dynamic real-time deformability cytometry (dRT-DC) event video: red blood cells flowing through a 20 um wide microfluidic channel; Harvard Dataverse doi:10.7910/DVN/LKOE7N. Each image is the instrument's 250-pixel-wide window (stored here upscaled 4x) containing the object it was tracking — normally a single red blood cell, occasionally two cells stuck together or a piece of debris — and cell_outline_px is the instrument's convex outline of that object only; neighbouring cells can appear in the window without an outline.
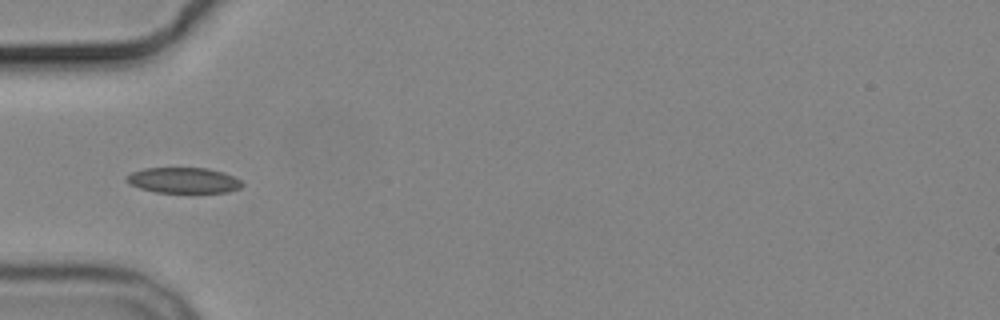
{"species": "common noctule bat (a hibernating species)", "species_latin": "Nyctalus noctula", "temperature_condition": "cold", "stored_images_in_passage": 10, "camera_frame_rate_fps": 3000, "um_per_image_px": 0.085, "animal": {"sex": "male", "body_mass_g": 19.2, "forearm_length_mm": 51.8}, "frame": {"image": 1, "passage_image": 5, "time_ms": 4.667, "image_size_px": [1000, 320], "cell_outline_px": [[244, 184], [240, 188], [228, 192], [192, 196], [156, 192], [140, 188], [124, 180], [124, 176], [132, 172], [144, 168], [208, 168], [224, 172], [240, 180]], "centroid_in_image_um": [15.63, 15.38], "position_along_channel_um": 69.4, "area_um2": 18.26}}
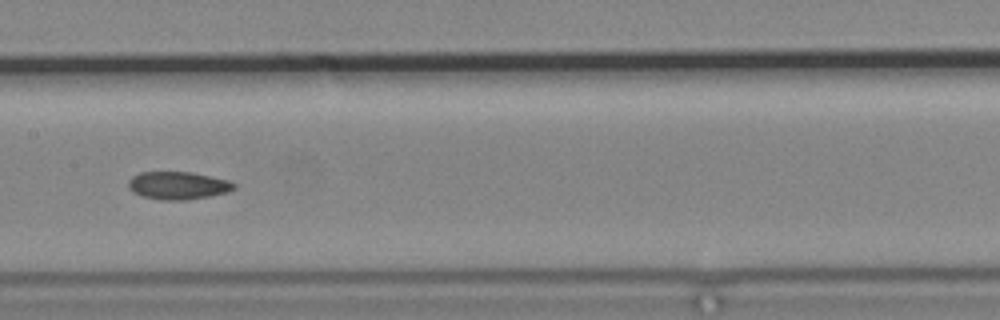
{"frame": {"image": 2, "passage_image": 8, "time_ms": 8.0, "image_size_px": [1000, 320], "cell_outline_px": [[236, 188], [228, 192], [208, 196], [184, 200], [160, 200], [144, 196], [132, 192], [128, 188], [128, 180], [132, 176], [140, 172], [192, 172], [228, 180], [236, 184]], "centroid_in_image_um": [15.11, 15.76], "position_along_channel_um": 192.3, "area_um2": 17.11}}
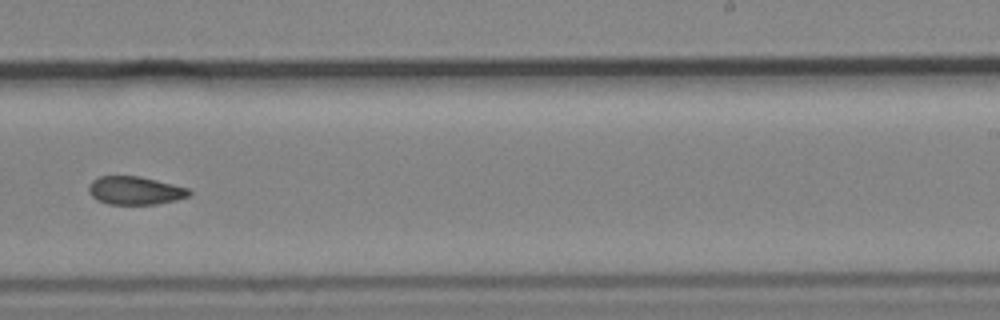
{"frame": {"image": 3, "passage_image": 10, "time_ms": 10.333, "image_size_px": [1000, 320], "cell_outline_px": [[192, 192], [188, 196], [176, 200], [156, 204], [108, 204], [96, 200], [88, 192], [88, 184], [92, 180], [100, 176], [140, 176], [188, 188]], "centroid_in_image_um": [11.44, 16.19], "position_along_channel_um": 277.6, "area_um2": 16.53}}